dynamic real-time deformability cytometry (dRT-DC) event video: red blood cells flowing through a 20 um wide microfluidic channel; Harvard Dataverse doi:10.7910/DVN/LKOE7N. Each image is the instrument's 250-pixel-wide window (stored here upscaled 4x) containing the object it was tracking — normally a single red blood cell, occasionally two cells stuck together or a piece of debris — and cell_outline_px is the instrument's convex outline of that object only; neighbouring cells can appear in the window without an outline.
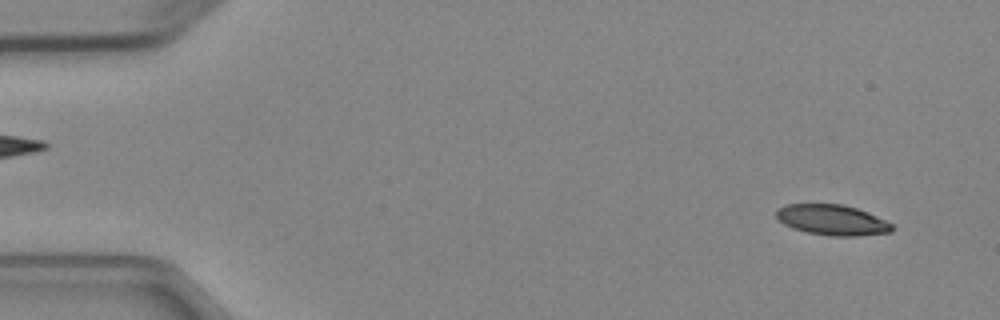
{"species": "Egyptian fruit bat (a non-hibernating species)", "species_latin": "Rousettus aegyptiacus", "temperature_condition": "cold", "stored_images_in_passage": 5, "segment_of_instrument_passage": [2, 2], "camera_frame_rate_fps": 3000, "um_per_image_px": 0.085, "animal": {"sex": "female"}, "frame": {"image": 1, "passage_image": 5, "time_ms": 4.667, "image_size_px": [1000, 320], "cell_outline_px": [[892, 232], [856, 236], [832, 236], [808, 232], [792, 228], [784, 224], [776, 216], [776, 208], [788, 204], [844, 204], [868, 212], [892, 224]], "centroid_in_image_um": [70.72, 18.69], "position_along_channel_um": 14.3, "area_um2": 20.46}}